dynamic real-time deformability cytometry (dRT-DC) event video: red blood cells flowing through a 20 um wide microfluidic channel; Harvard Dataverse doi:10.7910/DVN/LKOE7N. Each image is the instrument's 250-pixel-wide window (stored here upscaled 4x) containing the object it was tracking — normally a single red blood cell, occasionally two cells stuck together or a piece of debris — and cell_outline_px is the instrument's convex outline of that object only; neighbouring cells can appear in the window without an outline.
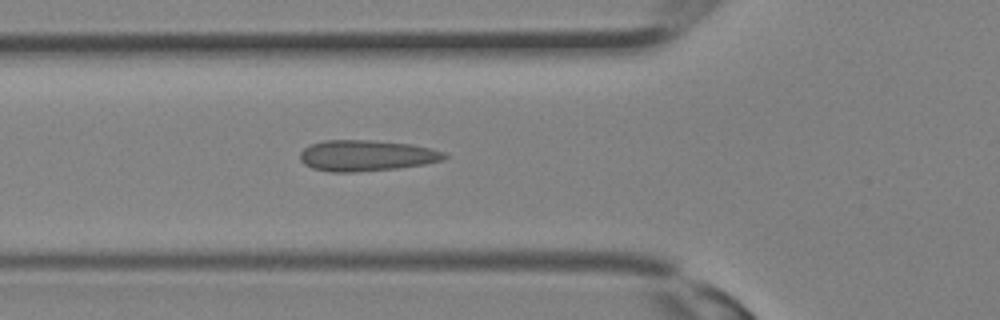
{"species": "Egyptian fruit bat (a non-hibernating species)", "species_latin": "Rousettus aegyptiacus", "temperature_condition": "room temperature", "stored_images_in_passage": 15, "camera_frame_rate_fps": 3000, "um_per_image_px": 0.085, "animal": {"sex": "female"}, "frame": {"image": 1, "passage_image": 11, "time_ms": 3.333, "image_size_px": [1000, 320], "cell_outline_px": [[448, 156], [444, 160], [424, 164], [396, 168], [356, 172], [332, 172], [312, 168], [304, 164], [300, 160], [300, 152], [304, 148], [312, 144], [324, 140], [372, 140], [412, 144], [444, 152]], "centroid_in_image_um": [31.13, 13.22], "position_along_channel_um": 94.7, "area_um2": 26.01}}
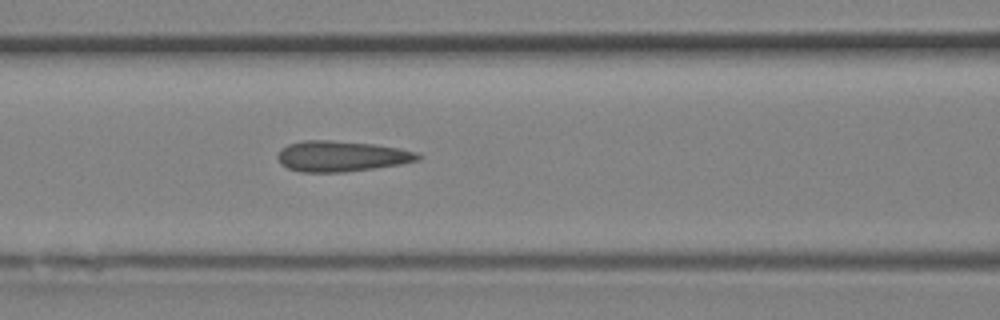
{"frame": {"image": 2, "passage_image": 13, "time_ms": 4.0, "image_size_px": [1000, 320], "cell_outline_px": [[420, 156], [416, 160], [400, 164], [344, 172], [300, 172], [288, 168], [280, 164], [276, 156], [280, 148], [288, 144], [304, 140], [332, 140], [372, 144], [400, 148], [416, 152]], "centroid_in_image_um": [28.94, 13.27], "position_along_channel_um": 137.7, "area_um2": 24.97}}
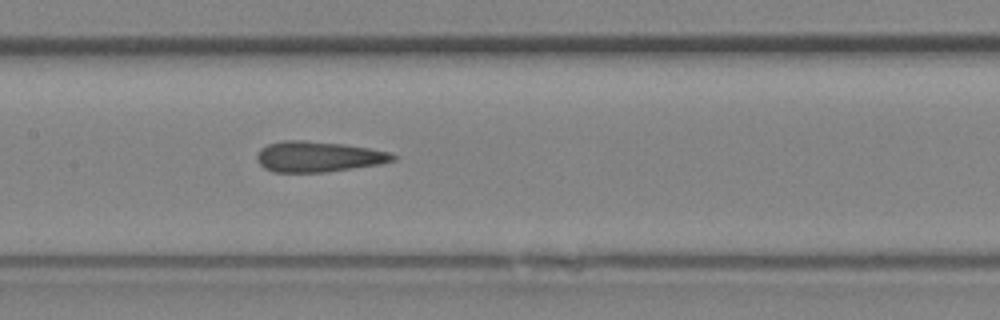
{"frame": {"image": 3, "passage_image": 15, "time_ms": 4.667, "image_size_px": [1000, 320], "cell_outline_px": [[396, 160], [380, 164], [324, 172], [272, 172], [264, 168], [256, 160], [256, 156], [260, 148], [268, 144], [284, 140], [304, 140], [344, 144], [392, 152], [396, 156]], "centroid_in_image_um": [27.04, 13.31], "position_along_channel_um": 180.4, "area_um2": 24.33}}